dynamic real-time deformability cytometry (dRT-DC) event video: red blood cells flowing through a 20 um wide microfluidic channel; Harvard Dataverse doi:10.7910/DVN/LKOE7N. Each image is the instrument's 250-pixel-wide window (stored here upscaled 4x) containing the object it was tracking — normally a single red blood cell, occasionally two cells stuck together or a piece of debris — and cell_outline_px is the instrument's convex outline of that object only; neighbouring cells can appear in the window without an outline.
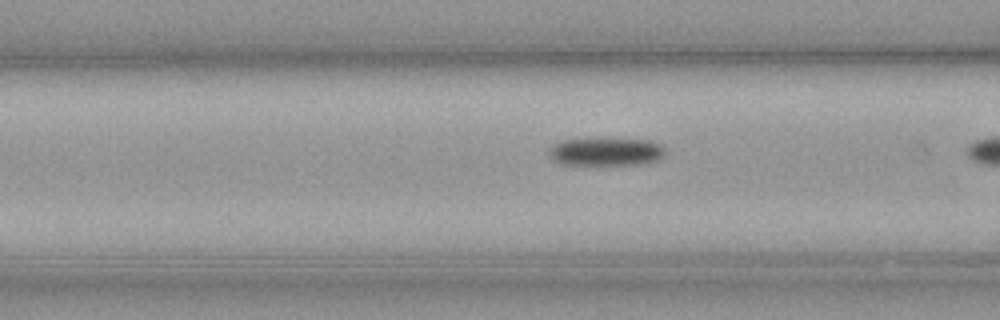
{"species": "common noctule bat (a hibernating species)", "species_latin": "Nyctalus noctula", "temperature_condition": "cold", "stored_images_in_passage": 16, "camera_frame_rate_fps": 3000, "um_per_image_px": 0.085, "animal": {"sex": "male", "body_mass_g": 23.1, "forearm_length_mm": 52.7}, "frame": {"image": 1, "passage_image": 12, "time_ms": 3.667, "image_size_px": [1000, 320], "cell_outline_px": [[664, 156], [656, 160], [636, 164], [564, 164], [556, 160], [548, 152], [552, 144], [560, 140], [576, 136], [604, 136], [648, 140], [660, 144], [664, 148]], "centroid_in_image_um": [51.45, 12.8], "position_along_channel_um": 115.1, "area_um2": 19.88}}